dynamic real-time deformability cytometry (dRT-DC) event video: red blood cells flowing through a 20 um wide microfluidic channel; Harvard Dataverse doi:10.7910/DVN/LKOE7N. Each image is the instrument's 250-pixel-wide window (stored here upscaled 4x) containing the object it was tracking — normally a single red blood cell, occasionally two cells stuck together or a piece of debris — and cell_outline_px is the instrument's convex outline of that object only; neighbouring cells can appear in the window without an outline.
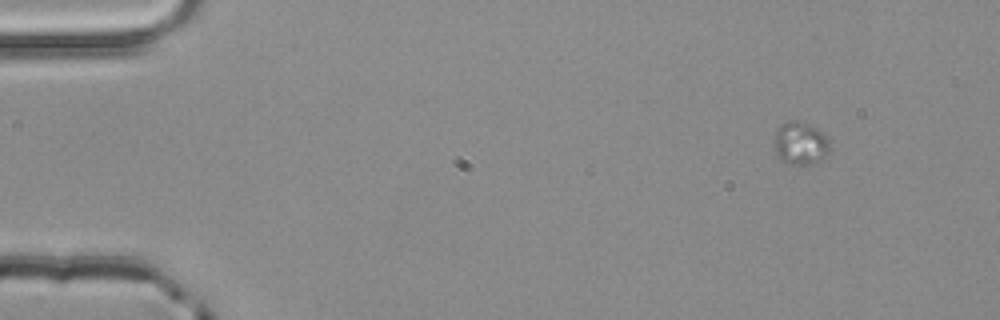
{"species": "common noctule bat (a hibernating species)", "species_latin": "Nyctalus noctula", "temperature_condition": "room temperature", "stored_images_in_passage": 3, "camera_frame_rate_fps": 3000, "um_per_image_px": 0.085, "animal": {"sex": "male", "body_mass_g": 20.4}, "frame": {"image": 1, "passage_image": 1, "time_ms": 0.0, "image_size_px": [1000, 320], "cell_outline_px": [[828, 148], [824, 156], [820, 160], [812, 164], [792, 164], [780, 160], [772, 148], [776, 128], [780, 124], [788, 120], [800, 120], [824, 132], [828, 136]], "centroid_in_image_um": [67.97, 12.15], "position_along_channel_um": 17.0, "area_um2": 14.16}}